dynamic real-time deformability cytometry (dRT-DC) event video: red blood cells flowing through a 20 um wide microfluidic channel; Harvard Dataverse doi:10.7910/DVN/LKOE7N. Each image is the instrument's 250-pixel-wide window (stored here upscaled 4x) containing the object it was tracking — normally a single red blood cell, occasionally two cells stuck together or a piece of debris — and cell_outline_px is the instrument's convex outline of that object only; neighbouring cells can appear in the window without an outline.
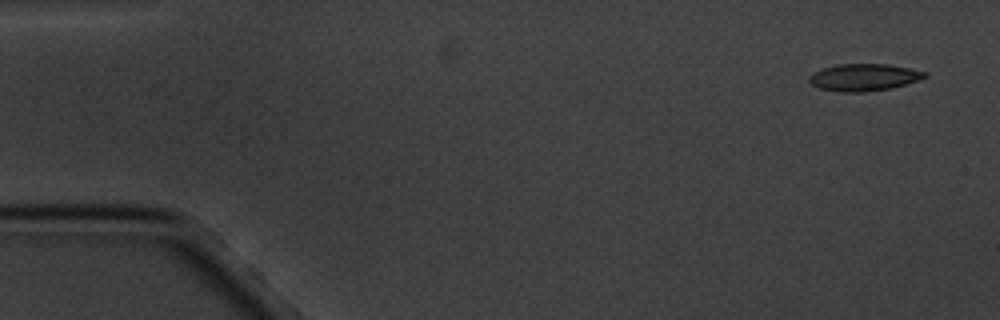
{"species": "common noctule bat (a hibernating species)", "species_latin": "Nyctalus noctula", "temperature_condition": "cold", "stored_images_in_passage": 5, "camera_frame_rate_fps": 3000, "um_per_image_px": 0.085, "animal": {"sex": "male", "body_mass_g": 20.1, "forearm_length_mm": 53.5}, "frame": {"image": 1, "passage_image": 1, "time_ms": 0.0, "image_size_px": [1000, 320], "cell_outline_px": [[928, 76], [892, 88], [864, 92], [840, 92], [820, 88], [812, 84], [808, 80], [808, 76], [812, 72], [836, 64], [888, 64], [928, 72]], "centroid_in_image_um": [73.4, 6.57], "position_along_channel_um": 11.6, "area_um2": 18.21}}
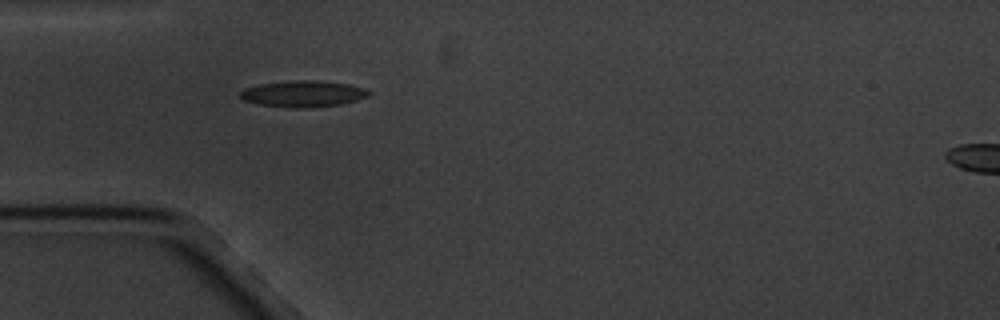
{"frame": {"image": 2, "passage_image": 5, "time_ms": 4.667, "image_size_px": [1000, 320], "cell_outline_px": [[372, 92], [368, 96], [356, 100], [340, 104], [308, 108], [292, 108], [260, 104], [244, 100], [240, 96], [240, 92], [244, 88], [260, 84], [296, 80], [320, 80], [348, 84], [364, 88]], "centroid_in_image_um": [25.78, 7.97], "position_along_channel_um": 59.2, "area_um2": 19.65}}